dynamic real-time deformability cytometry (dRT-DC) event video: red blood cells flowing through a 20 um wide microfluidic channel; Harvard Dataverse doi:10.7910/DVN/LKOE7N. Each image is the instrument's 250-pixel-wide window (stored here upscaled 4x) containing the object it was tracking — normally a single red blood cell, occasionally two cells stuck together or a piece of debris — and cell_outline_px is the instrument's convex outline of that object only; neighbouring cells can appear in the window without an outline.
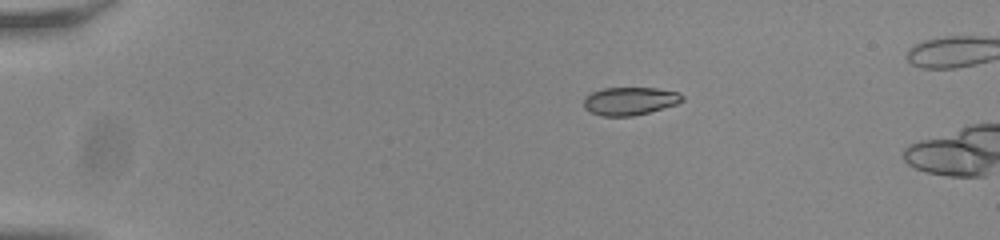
{"species": "common noctule bat (a hibernating species)", "species_latin": "Nyctalus noctula", "temperature_condition": "room temperature", "stored_images_in_passage": 4, "camera_frame_rate_fps": 3000, "um_per_image_px": 0.085, "animal": {"sex": "male", "body_mass_g": 20.0, "forearm_length_mm": 53.3}, "frame": {"image": 1, "passage_image": 1, "time_ms": 0.0, "image_size_px": [1000, 240], "cell_outline_px": [[684, 100], [676, 104], [648, 112], [632, 116], [604, 116], [592, 112], [584, 108], [584, 100], [592, 92], [604, 88], [656, 88], [680, 92], [684, 96]], "centroid_in_image_um": [53.57, 8.58], "position_along_channel_um": 31.4, "area_um2": 15.9}}